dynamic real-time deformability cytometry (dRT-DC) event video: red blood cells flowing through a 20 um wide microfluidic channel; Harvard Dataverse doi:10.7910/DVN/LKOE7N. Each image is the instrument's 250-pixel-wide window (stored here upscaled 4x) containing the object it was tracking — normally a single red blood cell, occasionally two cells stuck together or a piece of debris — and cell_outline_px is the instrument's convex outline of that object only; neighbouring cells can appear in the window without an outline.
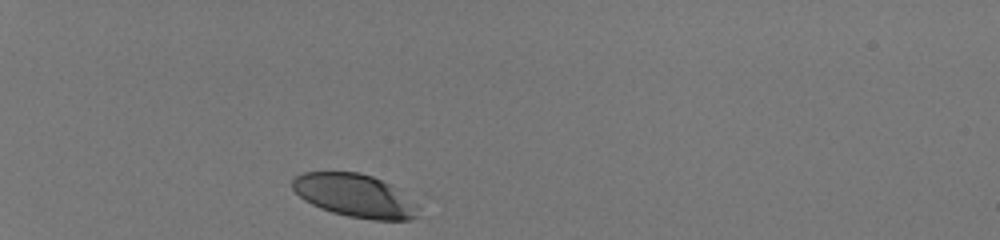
{"species": "human", "species_latin": "Homo sapiens", "temperature_condition": "room temperature", "stored_images_in_passage": 32, "camera_frame_rate_fps": 3000, "um_per_image_px": 0.085, "donor": {"sex": "male"}, "frame": {"image": 1, "passage_image": 1, "time_ms": 0.0, "image_size_px": [1000, 240], "cell_outline_px": [[420, 216], [412, 220], [372, 220], [348, 216], [332, 212], [320, 208], [304, 200], [292, 188], [292, 180], [296, 176], [304, 172], [360, 172], [372, 176], [392, 184], [416, 204]], "centroid_in_image_um": [30.18, 16.63], "position_along_channel_um": 54.8, "area_um2": 31.73}}
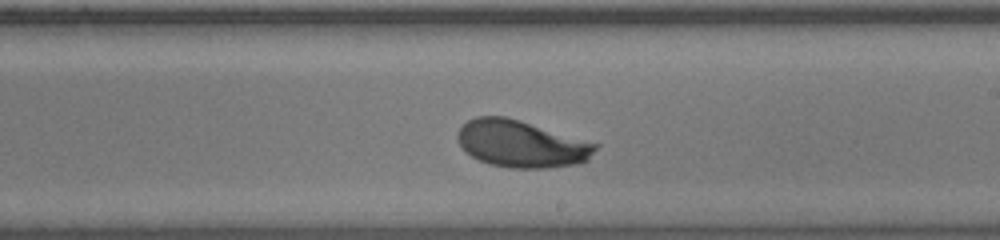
{"frame": {"image": 2, "passage_image": 19, "time_ms": 6.0, "image_size_px": [1000, 240], "cell_outline_px": [[600, 144], [588, 160], [580, 164], [548, 168], [508, 168], [488, 164], [472, 156], [460, 144], [456, 136], [460, 128], [468, 120], [476, 116], [504, 116], [520, 120]], "centroid_in_image_um": [44.34, 12.23], "position_along_channel_um": 244.7, "area_um2": 37.8}}
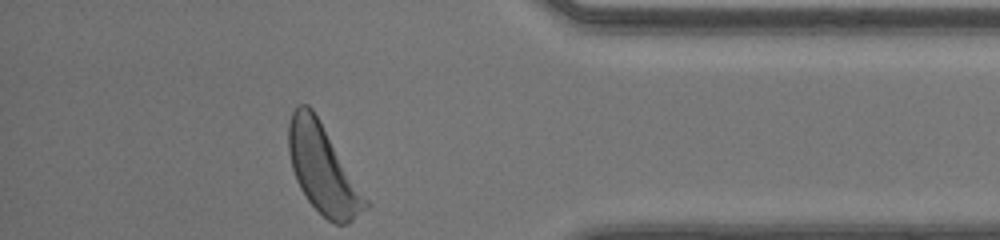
{"frame": {"image": 3, "passage_image": 32, "time_ms": 10.333, "image_size_px": [1000, 240], "cell_outline_px": [[372, 204], [368, 208], [348, 224], [336, 224], [328, 220], [308, 200], [300, 188], [296, 180], [292, 168], [288, 152], [288, 124], [292, 112], [300, 104], [308, 104], [312, 108]], "centroid_in_image_um": [27.47, 14.39], "position_along_channel_um": 407.7, "area_um2": 39.59}, "authors_computed_cell_mechanics": {"area_um2": 36.8186, "velocity_mm_per_s": 4.0938, "shape_relaxation_time_tau1_ms": 2.6337, "shape_relaxation_time_tau2_ms": null, "deformation_change_tau1": 0.1584, "deformation_change_tau2": null}}